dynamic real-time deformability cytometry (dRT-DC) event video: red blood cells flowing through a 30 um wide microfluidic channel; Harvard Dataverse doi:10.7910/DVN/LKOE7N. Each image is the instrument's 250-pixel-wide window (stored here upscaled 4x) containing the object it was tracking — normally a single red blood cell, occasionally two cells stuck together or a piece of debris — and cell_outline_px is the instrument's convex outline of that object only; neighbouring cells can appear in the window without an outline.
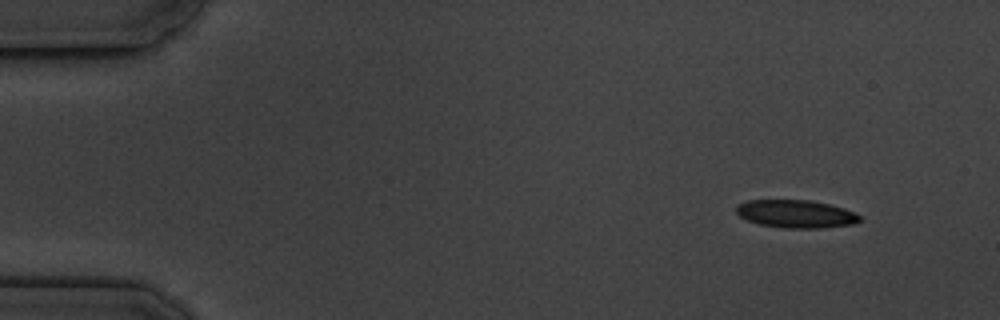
{"species": "common noctule bat (a hibernating species)", "species_latin": "Nyctalus noctula", "temperature_condition": "cold", "stored_images_in_passage": 4, "camera_frame_rate_fps": 3000, "um_per_image_px": 0.085, "animal": {"sex": "male", "body_mass_g": 19.5, "forearm_length_mm": 54.6}, "frame": {"image": 1, "passage_image": 1, "time_ms": 0.0, "image_size_px": [1000, 320], "cell_outline_px": [[860, 220], [852, 224], [824, 228], [784, 228], [760, 224], [748, 220], [740, 216], [736, 212], [736, 208], [740, 204], [748, 200], [808, 200], [828, 204], [844, 208], [856, 212], [860, 216]], "centroid_in_image_um": [67.68, 18.18], "position_along_channel_um": 17.3, "area_um2": 19.94}}
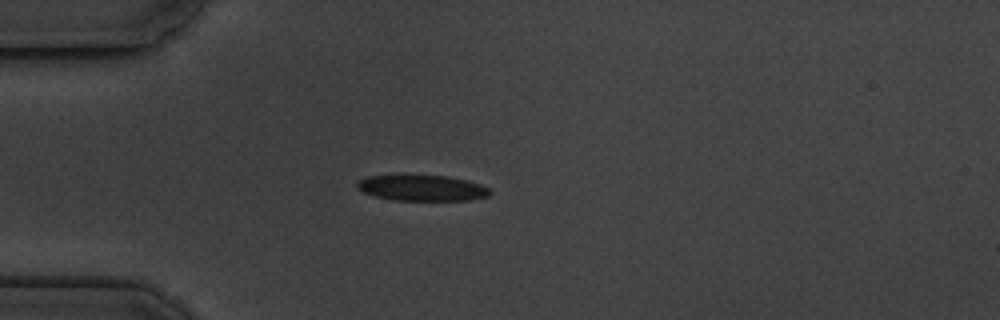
{"frame": {"image": 2, "passage_image": 4, "time_ms": 3.333, "image_size_px": [1000, 320], "cell_outline_px": [[492, 192], [488, 196], [472, 200], [392, 200], [376, 196], [364, 192], [356, 188], [356, 184], [360, 180], [368, 176], [448, 176], [468, 180], [480, 184], [488, 188]], "centroid_in_image_um": [35.91, 15.99], "position_along_channel_um": 49.1, "area_um2": 19.77}}